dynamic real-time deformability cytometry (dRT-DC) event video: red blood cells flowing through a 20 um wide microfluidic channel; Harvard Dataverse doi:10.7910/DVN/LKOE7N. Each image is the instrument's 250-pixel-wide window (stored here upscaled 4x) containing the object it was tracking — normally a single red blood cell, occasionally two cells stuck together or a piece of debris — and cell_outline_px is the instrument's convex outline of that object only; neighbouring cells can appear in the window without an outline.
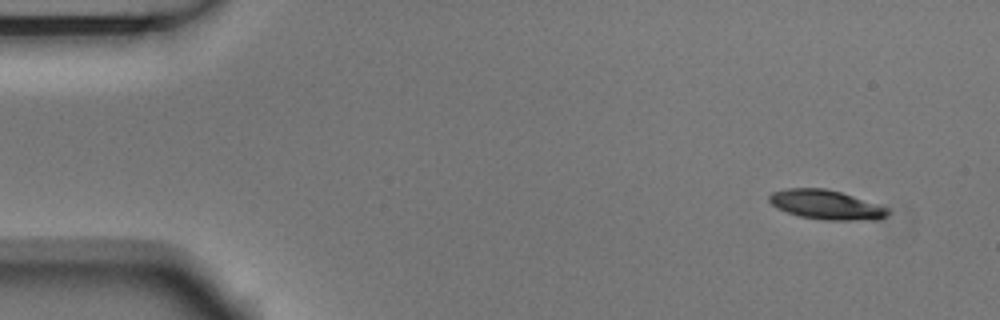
{"species": "Egyptian fruit bat (a non-hibernating species)", "species_latin": "Rousettus aegyptiacus", "temperature_condition": "room temperature", "stored_images_in_passage": 4, "camera_frame_rate_fps": 3000, "um_per_image_px": 0.085, "animal": {"sex": "male"}, "frame": {"image": 1, "passage_image": 1, "time_ms": 0.0, "image_size_px": [1000, 320], "cell_outline_px": [[888, 216], [876, 220], [824, 220], [800, 216], [776, 208], [768, 200], [768, 196], [772, 192], [788, 188], [824, 188], [840, 192], [888, 208]], "centroid_in_image_um": [70.19, 17.41], "position_along_channel_um": 14.8, "area_um2": 20.11}}
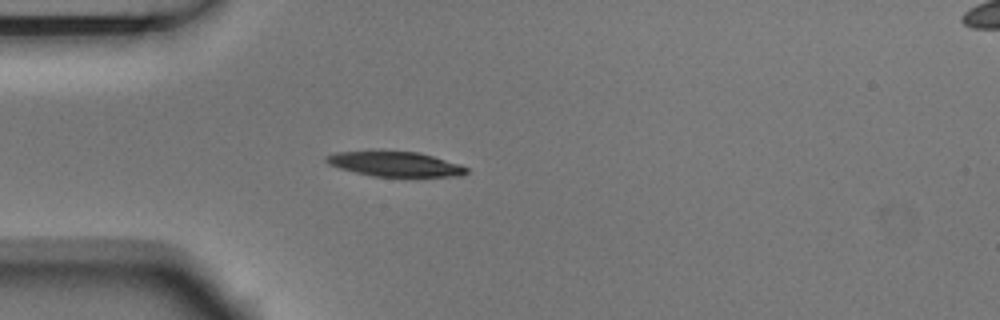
{"frame": {"image": 2, "passage_image": 4, "time_ms": 1.0, "image_size_px": [1000, 320], "cell_outline_px": [[468, 172], [460, 176], [372, 176], [340, 168], [328, 164], [324, 160], [324, 156], [336, 152], [372, 148], [420, 152], [460, 164], [468, 168]], "centroid_in_image_um": [33.5, 13.88], "position_along_channel_um": 51.5, "area_um2": 21.15}}